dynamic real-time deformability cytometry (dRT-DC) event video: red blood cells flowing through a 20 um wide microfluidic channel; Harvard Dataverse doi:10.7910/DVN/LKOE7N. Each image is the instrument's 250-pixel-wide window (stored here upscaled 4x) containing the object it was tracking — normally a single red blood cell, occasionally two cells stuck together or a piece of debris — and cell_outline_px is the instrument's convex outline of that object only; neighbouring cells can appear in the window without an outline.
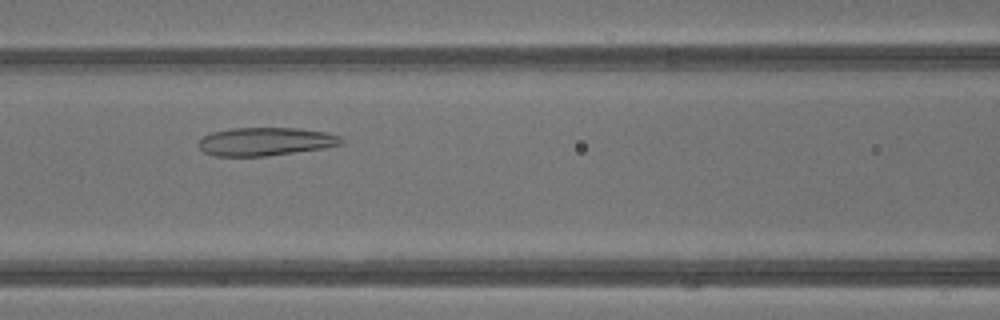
{"species": "common noctule bat (a hibernating species)", "species_latin": "Nyctalus noctula", "temperature_condition": "warm", "stored_images_in_passage": 27, "camera_frame_rate_fps": 3000, "um_per_image_px": 0.085, "animal": {"sex": "male", "body_mass_g": 13.3}, "frame": {"image": 1, "passage_image": 10, "time_ms": 3.0, "image_size_px": [1000, 320], "cell_outline_px": [[344, 144], [324, 148], [268, 156], [212, 156], [204, 152], [200, 148], [200, 140], [204, 136], [212, 132], [232, 128], [300, 128], [328, 132], [340, 136], [344, 140]], "centroid_in_image_um": [22.62, 12.03], "position_along_channel_um": 144.0, "area_um2": 23.64}}
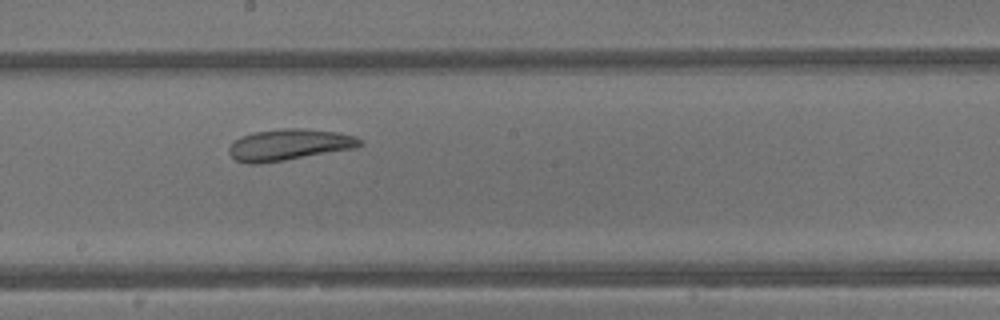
{"frame": {"image": 2, "passage_image": 15, "time_ms": 4.667, "image_size_px": [1000, 320], "cell_outline_px": [[364, 144], [356, 148], [260, 164], [248, 164], [236, 160], [228, 152], [228, 148], [240, 136], [252, 132], [284, 128], [296, 128], [336, 132], [356, 136], [364, 140]], "centroid_in_image_um": [24.59, 12.3], "position_along_channel_um": 223.6, "area_um2": 23.93}}
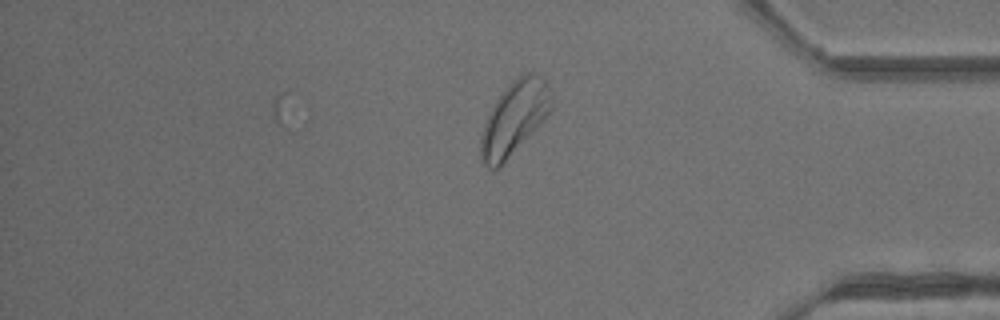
{"frame": {"image": 3, "passage_image": 27, "time_ms": 8.667, "image_size_px": [1000, 320], "cell_outline_px": [[552, 108], [544, 120], [500, 168], [496, 172], [488, 168], [480, 160], [480, 136], [484, 124], [496, 100], [504, 88], [516, 76], [524, 72], [536, 72], [552, 88]], "centroid_in_image_um": [43.72, 10.04], "position_along_channel_um": 391.5, "area_um2": 30.81}, "authors_computed_cell_mechanics": {"area_um2": 24.0448, "velocity_mm_per_s": 4.7873, "shape_relaxation_time_tau1_ms": 5.322, "shape_relaxation_time_tau2_ms": 2.6613, "deformation_change_tau1": 0.1222, "deformation_change_tau2": 0.1198}}